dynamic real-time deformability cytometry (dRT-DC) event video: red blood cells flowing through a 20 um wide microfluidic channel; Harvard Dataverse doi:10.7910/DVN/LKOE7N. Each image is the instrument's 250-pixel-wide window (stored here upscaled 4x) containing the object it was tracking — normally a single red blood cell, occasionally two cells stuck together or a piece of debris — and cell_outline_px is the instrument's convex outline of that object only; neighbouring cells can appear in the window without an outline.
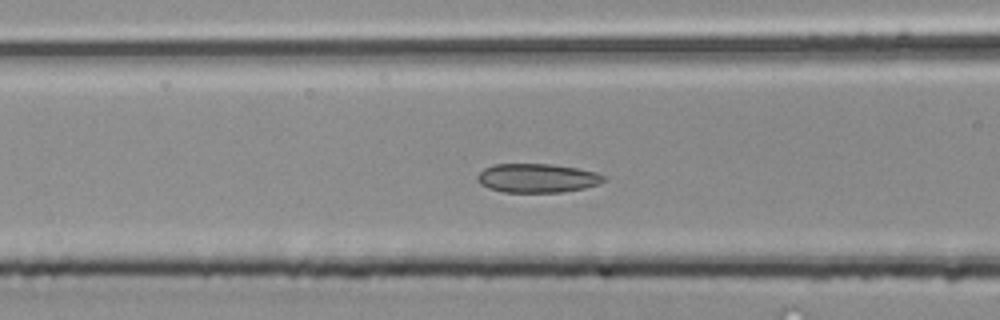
{"species": "common noctule bat (a hibernating species)", "species_latin": "Nyctalus noctula", "temperature_condition": "room temperature", "stored_images_in_passage": 42, "camera_frame_rate_fps": 3000, "um_per_image_px": 0.085, "animal": {"sex": "male", "body_mass_g": 20.4}, "frame": {"image": 1, "passage_image": 14, "time_ms": 4.333, "image_size_px": [1000, 320], "cell_outline_px": [[604, 180], [596, 184], [584, 188], [560, 192], [504, 192], [488, 188], [480, 184], [476, 180], [476, 176], [484, 168], [492, 164], [552, 164], [576, 168], [596, 172], [604, 176]], "centroid_in_image_um": [45.59, 15.13], "position_along_channel_um": 121.0, "area_um2": 21.21}}
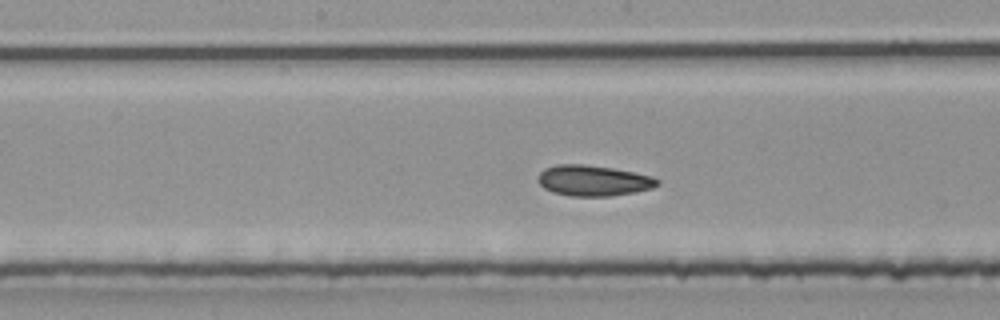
{"frame": {"image": 2, "passage_image": 19, "time_ms": 6.0, "image_size_px": [1000, 320], "cell_outline_px": [[660, 184], [652, 188], [612, 196], [572, 196], [552, 192], [544, 188], [536, 180], [540, 172], [544, 168], [556, 164], [584, 164], [612, 168], [652, 176], [660, 180]], "centroid_in_image_um": [50.4, 15.34], "position_along_channel_um": 197.8, "area_um2": 21.39}}
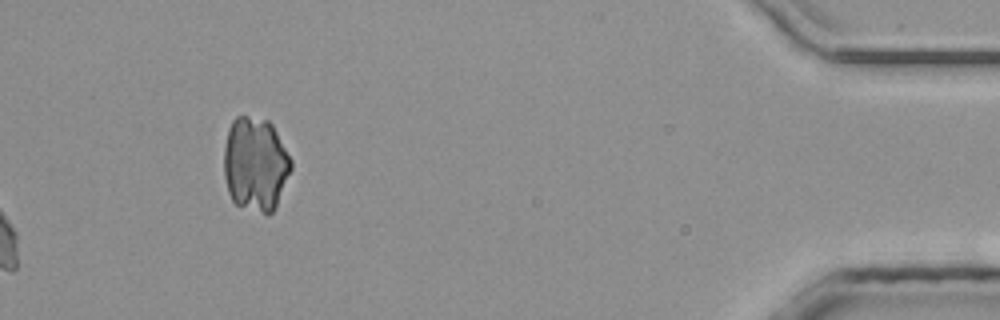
{"frame": {"image": 3, "passage_image": 42, "time_ms": 13.667, "image_size_px": [1000, 320], "cell_outline_px": [[292, 168], [276, 208], [268, 216], [236, 204], [232, 200], [228, 192], [224, 176], [224, 148], [228, 128], [232, 120], [236, 116], [248, 116], [268, 120], [272, 124], [292, 160]], "centroid_in_image_um": [21.71, 13.96], "position_along_channel_um": 413.5, "area_um2": 37.22}}